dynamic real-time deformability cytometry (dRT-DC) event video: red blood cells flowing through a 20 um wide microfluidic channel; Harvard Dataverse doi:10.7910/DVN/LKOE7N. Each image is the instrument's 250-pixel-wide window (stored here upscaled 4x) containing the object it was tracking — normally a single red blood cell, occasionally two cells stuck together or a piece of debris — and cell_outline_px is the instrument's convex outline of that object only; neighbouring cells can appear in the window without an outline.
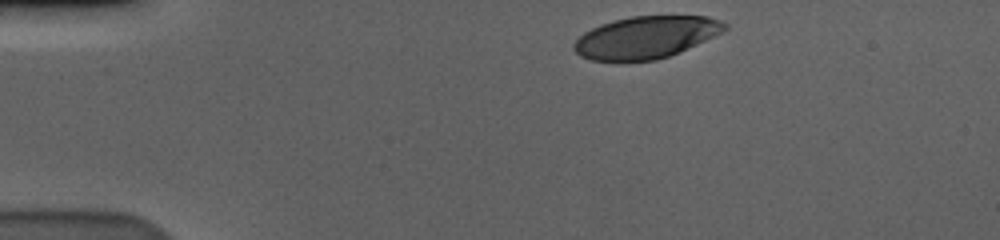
{"species": "human", "species_latin": "Homo sapiens", "temperature_condition": "cold", "stored_images_in_passage": 38, "camera_frame_rate_fps": 3000, "um_per_image_px": 0.085, "donor": {"sex": "male"}, "frame": {"image": 1, "passage_image": 1, "time_ms": 0.0, "image_size_px": [1000, 240], "cell_outline_px": [[728, 28], [696, 44], [668, 56], [656, 60], [592, 60], [580, 56], [572, 48], [572, 44], [584, 32], [600, 24], [612, 20], [632, 16], [708, 16], [720, 20], [728, 24]], "centroid_in_image_um": [54.87, 3.15], "position_along_channel_um": 30.1, "area_um2": 36.59}}
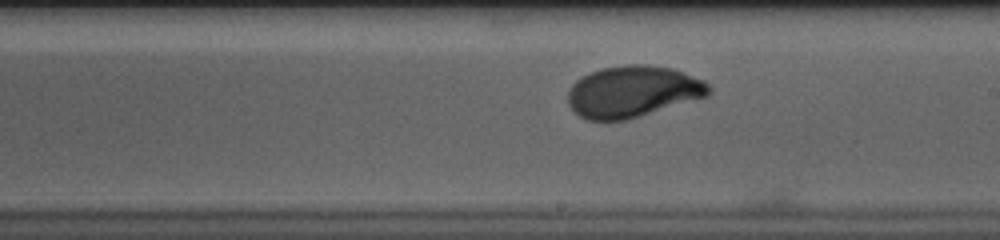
{"frame": {"image": 2, "passage_image": 24, "time_ms": 7.667, "image_size_px": [1000, 240], "cell_outline_px": [[712, 92], [708, 96], [624, 120], [588, 120], [580, 116], [568, 104], [568, 92], [572, 84], [576, 80], [600, 68], [628, 64], [644, 64], [672, 68], [684, 72], [704, 80], [712, 88]], "centroid_in_image_um": [53.81, 7.77], "position_along_channel_um": 235.2, "area_um2": 42.08}}
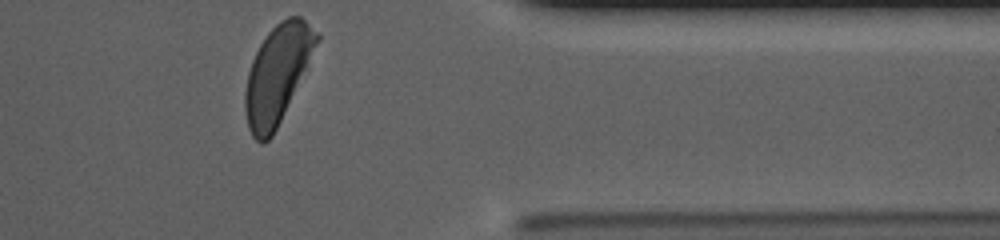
{"frame": {"image": 3, "passage_image": 38, "time_ms": 12.333, "image_size_px": [1000, 240], "cell_outline_px": [[320, 40], [272, 136], [264, 144], [260, 144], [252, 136], [248, 128], [244, 108], [244, 92], [248, 72], [252, 60], [260, 44], [268, 32], [280, 20], [288, 16], [300, 16], [320, 32]], "centroid_in_image_um": [23.57, 6.28], "position_along_channel_um": 387.8, "area_um2": 40.46}, "authors_computed_cell_mechanics": {"area_um2": 41.4426, "velocity_mm_per_s": 3.5593, "shape_relaxation_time_tau1_ms": 2.8092, "shape_relaxation_time_tau2_ms": null, "deformation_change_tau1": 0.1515, "deformation_change_tau2": null}}